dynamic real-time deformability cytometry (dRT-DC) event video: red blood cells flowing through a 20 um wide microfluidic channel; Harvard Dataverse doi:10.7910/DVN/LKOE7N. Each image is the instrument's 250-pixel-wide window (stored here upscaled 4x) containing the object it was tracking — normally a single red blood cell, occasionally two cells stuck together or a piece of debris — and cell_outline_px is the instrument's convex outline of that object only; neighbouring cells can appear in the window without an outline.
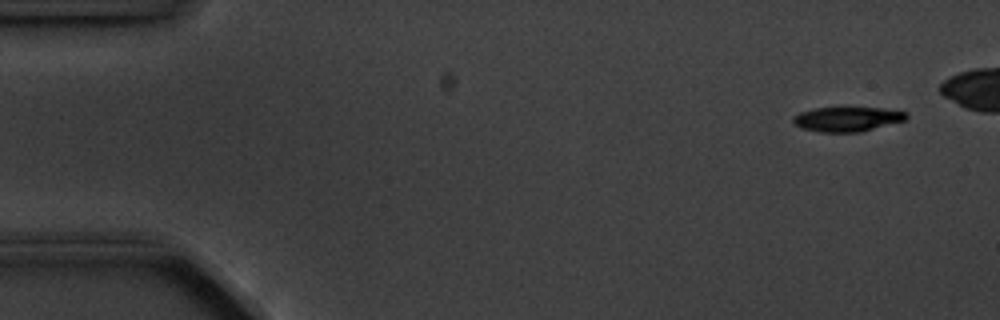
{"species": "common noctule bat (a hibernating species)", "species_latin": "Nyctalus noctula", "temperature_condition": "cold", "stored_images_in_passage": 5, "camera_frame_rate_fps": 3000, "um_per_image_px": 0.085, "animal": {"sex": "male", "body_mass_g": 20.1, "forearm_length_mm": 53.5}, "frame": {"image": 1, "passage_image": 1, "time_ms": 0.0, "image_size_px": [1000, 320], "cell_outline_px": [[908, 116], [904, 120], [860, 132], [820, 132], [804, 128], [796, 124], [792, 120], [792, 116], [800, 112], [816, 108], [884, 108], [904, 112]], "centroid_in_image_um": [71.99, 10.12], "position_along_channel_um": 13.0, "area_um2": 15.9}}